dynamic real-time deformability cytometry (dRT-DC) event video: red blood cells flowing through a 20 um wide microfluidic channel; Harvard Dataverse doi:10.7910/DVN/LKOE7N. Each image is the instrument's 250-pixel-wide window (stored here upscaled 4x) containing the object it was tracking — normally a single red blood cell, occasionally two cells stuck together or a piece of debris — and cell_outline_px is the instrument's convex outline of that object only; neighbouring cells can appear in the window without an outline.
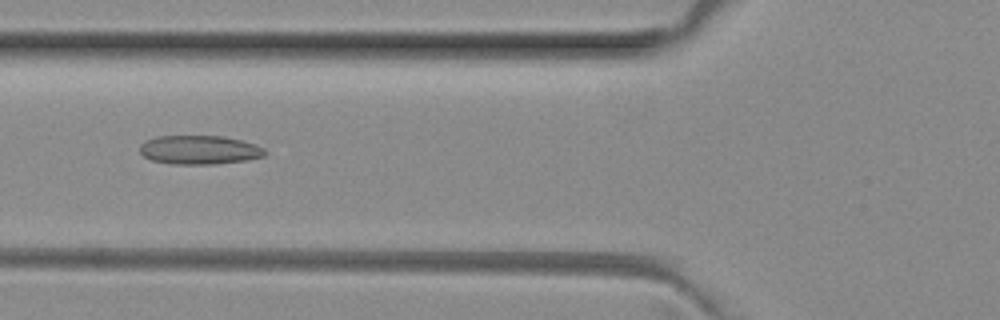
{"species": "common noctule bat (a hibernating species)", "species_latin": "Nyctalus noctula", "temperature_condition": "room temperature", "stored_images_in_passage": 41, "camera_frame_rate_fps": 3000, "um_per_image_px": 0.085, "animal": {"sex": "female", "body_mass_g": 29.2, "forearm_length_mm": 56.3}, "frame": {"image": 1, "passage_image": 9, "time_ms": 2.667, "image_size_px": [1000, 320], "cell_outline_px": [[268, 152], [264, 156], [248, 160], [216, 164], [172, 164], [152, 160], [144, 156], [140, 152], [140, 144], [144, 140], [156, 136], [224, 136], [256, 144], [264, 148]], "centroid_in_image_um": [16.96, 12.74], "position_along_channel_um": 108.8, "area_um2": 21.27}}
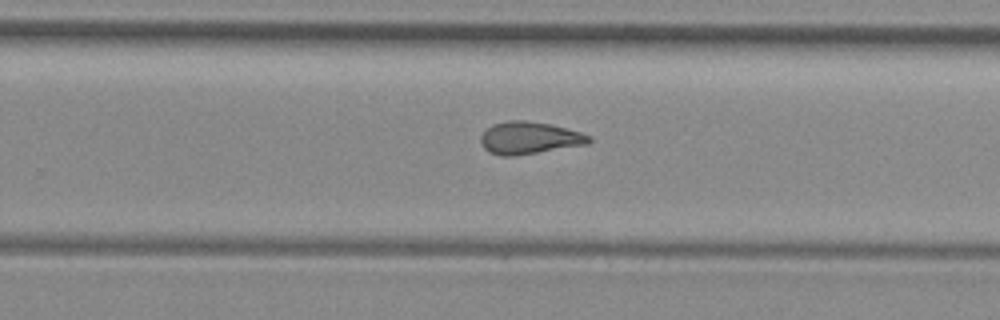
{"frame": {"image": 2, "passage_image": 22, "time_ms": 7.0, "image_size_px": [1000, 320], "cell_outline_px": [[592, 140], [588, 144], [516, 156], [504, 156], [488, 152], [484, 148], [480, 140], [480, 136], [492, 124], [508, 120], [524, 120], [548, 124], [580, 132], [592, 136]], "centroid_in_image_um": [44.98, 11.73], "position_along_channel_um": 284.8, "area_um2": 20.35}}
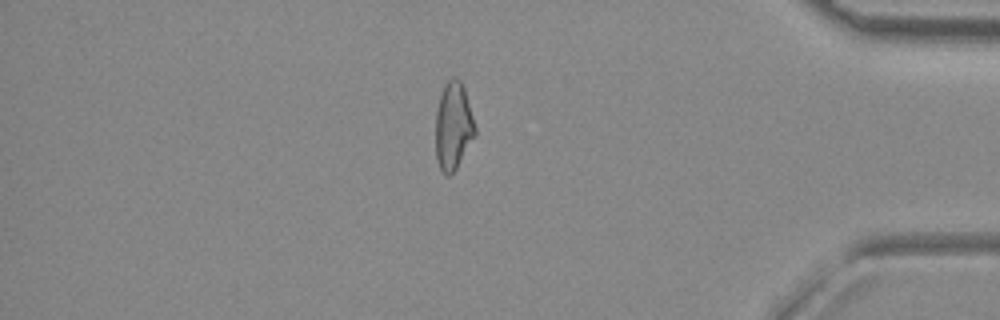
{"frame": {"image": 3, "passage_image": 33, "time_ms": 10.667, "image_size_px": [1000, 320], "cell_outline_px": [[476, 136], [456, 168], [448, 176], [440, 168], [436, 160], [436, 112], [440, 96], [444, 84], [448, 76], [456, 76], [460, 80], [464, 88], [476, 128]], "centroid_in_image_um": [38.53, 10.67], "position_along_channel_um": 396.7, "area_um2": 20.23}, "authors_computed_cell_mechanics": {"area_um2": 20.3456, "velocity_mm_per_s": 4.0635, "shape_relaxation_time_tau1_ms": null, "shape_relaxation_time_tau2_ms": 1.9928, "deformation_change_tau1": null, "deformation_change_tau2": 0.0756}}